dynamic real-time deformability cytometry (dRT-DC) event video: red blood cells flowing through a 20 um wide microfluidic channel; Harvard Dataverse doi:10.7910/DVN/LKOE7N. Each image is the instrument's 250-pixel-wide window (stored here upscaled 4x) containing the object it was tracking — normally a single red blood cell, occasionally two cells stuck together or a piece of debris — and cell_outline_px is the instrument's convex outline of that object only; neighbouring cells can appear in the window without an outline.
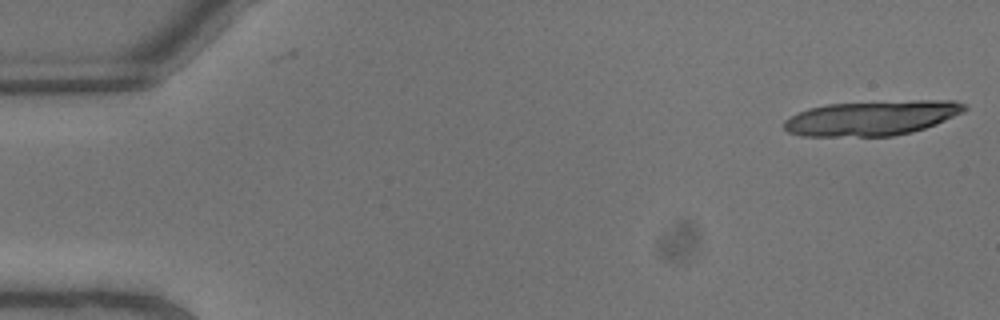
{"species": "common noctule bat (a hibernating species)", "species_latin": "Nyctalus noctula", "temperature_condition": "warm", "stored_images_in_passage": 8, "camera_frame_rate_fps": 3000, "um_per_image_px": 0.085, "animal": {"sex": "male", "body_mass_g": 13.3}, "frame": {"image": 1, "passage_image": 1, "time_ms": 0.0, "image_size_px": [1000, 320], "cell_outline_px": [[968, 108], [964, 112], [936, 124], [912, 132], [892, 136], [800, 136], [788, 132], [784, 128], [784, 120], [808, 108], [828, 104], [912, 100], [956, 100], [968, 104]], "centroid_in_image_um": [74.16, 10.02], "position_along_channel_um": 10.8, "area_um2": 36.76}}
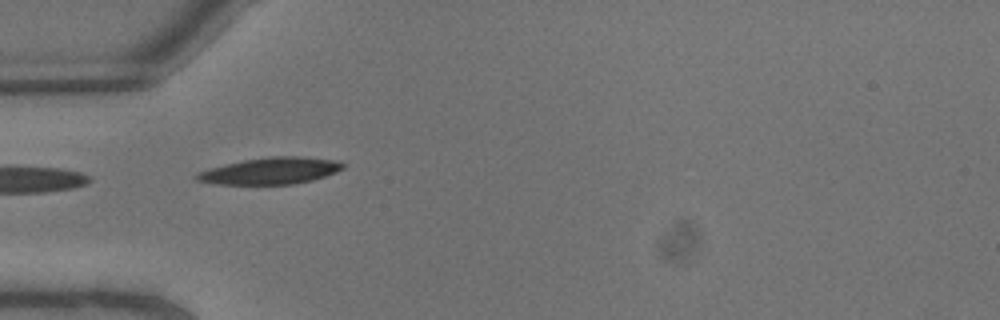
{"frame": {"image": 2, "passage_image": 7, "time_ms": 2.0, "image_size_px": [1000, 320], "cell_outline_px": [[344, 168], [336, 172], [312, 180], [292, 184], [212, 184], [196, 180], [192, 176], [196, 172], [244, 160], [272, 156], [300, 156], [340, 160], [344, 164]], "centroid_in_image_um": [23.0, 14.52], "position_along_channel_um": 62.0, "area_um2": 22.72}}